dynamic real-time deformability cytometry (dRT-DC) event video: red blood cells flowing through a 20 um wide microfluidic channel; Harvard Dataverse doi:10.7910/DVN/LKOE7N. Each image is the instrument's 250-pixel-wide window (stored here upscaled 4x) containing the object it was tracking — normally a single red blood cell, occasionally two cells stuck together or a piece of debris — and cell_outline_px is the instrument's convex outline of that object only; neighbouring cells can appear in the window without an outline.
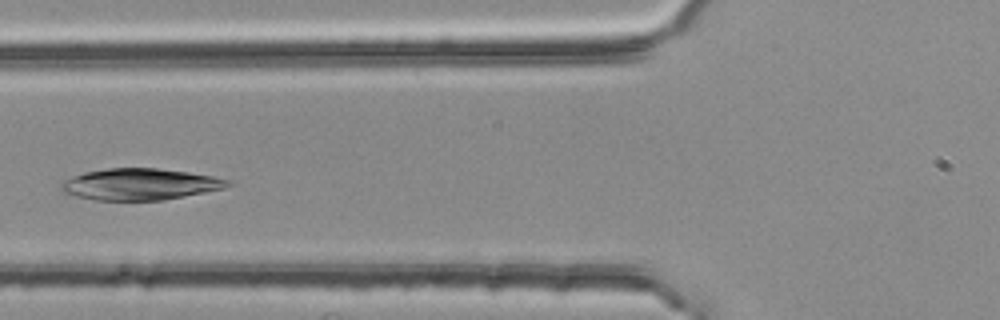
{"species": "common noctule bat (a hibernating species)", "species_latin": "Nyctalus noctula", "temperature_condition": "room temperature", "stored_images_in_passage": 3, "camera_frame_rate_fps": 3000, "um_per_image_px": 0.085, "animal": {"sex": "female", "body_mass_g": 25.1}, "frame": {"image": 1, "passage_image": 3, "time_ms": 0.667, "image_size_px": [1000, 320], "cell_outline_px": [[232, 184], [224, 188], [164, 200], [96, 200], [76, 196], [64, 192], [60, 188], [60, 184], [72, 176], [84, 172], [108, 168], [156, 168], [188, 172], [212, 176], [232, 180]], "centroid_in_image_um": [11.91, 15.66], "position_along_channel_um": 113.9, "area_um2": 30.4}}